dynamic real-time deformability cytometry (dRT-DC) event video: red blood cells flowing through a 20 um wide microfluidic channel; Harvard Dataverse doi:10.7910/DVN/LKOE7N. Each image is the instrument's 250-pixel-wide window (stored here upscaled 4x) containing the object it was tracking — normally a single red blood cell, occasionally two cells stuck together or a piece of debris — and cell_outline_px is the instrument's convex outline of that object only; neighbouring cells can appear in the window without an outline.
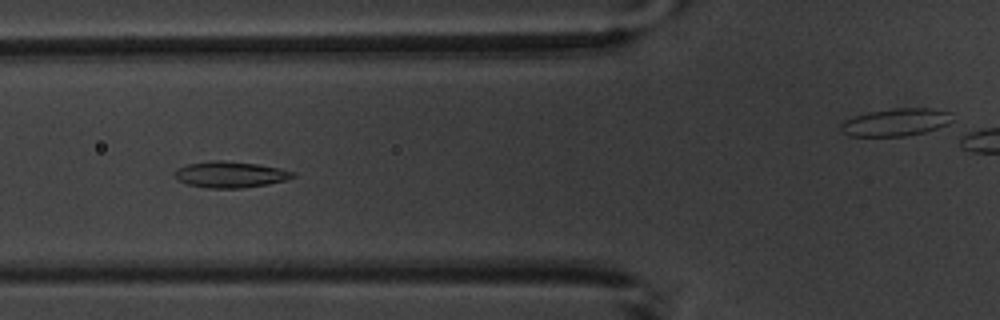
{"species": "common noctule bat (a hibernating species)", "species_latin": "Nyctalus noctula", "temperature_condition": "warm", "stored_images_in_passage": 10, "camera_frame_rate_fps": 3000, "um_per_image_px": 0.085, "animal": {"sex": "male", "body_mass_g": 20.1, "forearm_length_mm": 53.5}, "frame": {"image": 1, "passage_image": 5, "time_ms": 5.0, "image_size_px": [1000, 320], "cell_outline_px": [[296, 176], [284, 180], [268, 184], [240, 188], [208, 188], [188, 184], [180, 180], [172, 172], [176, 168], [188, 164], [212, 160], [220, 160], [256, 164], [280, 168], [296, 172]], "centroid_in_image_um": [19.58, 14.83], "position_along_channel_um": 106.2, "area_um2": 17.92}}
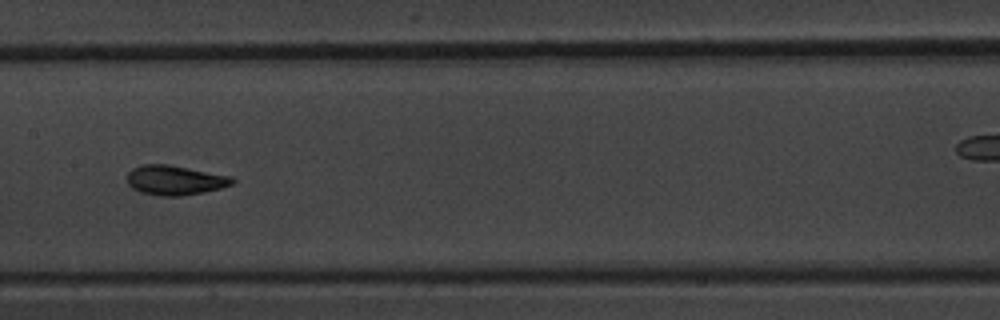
{"frame": {"image": 2, "passage_image": 7, "time_ms": 7.333, "image_size_px": [1000, 320], "cell_outline_px": [[236, 180], [232, 184], [220, 188], [204, 192], [180, 196], [160, 196], [140, 192], [132, 188], [128, 184], [128, 172], [132, 168], [144, 164], [168, 164], [232, 176]], "centroid_in_image_um": [14.87, 15.31], "position_along_channel_um": 192.5, "area_um2": 18.21}}
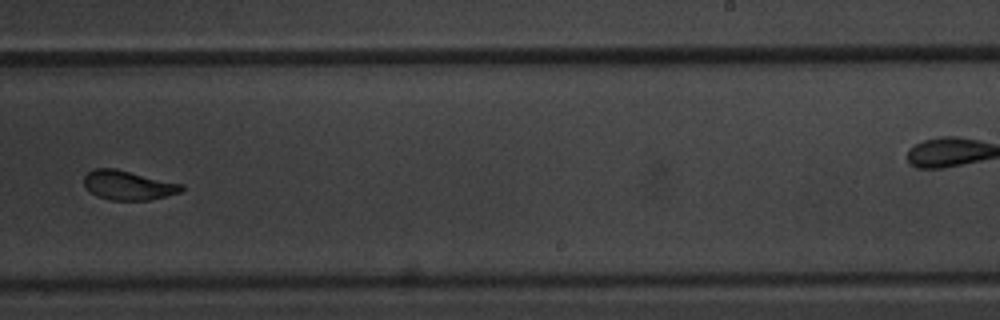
{"frame": {"image": 3, "passage_image": 9, "time_ms": 9.667, "image_size_px": [1000, 320], "cell_outline_px": [[184, 188], [180, 192], [168, 196], [148, 200], [112, 200], [96, 196], [84, 184], [84, 176], [92, 168], [116, 168], [184, 184]], "centroid_in_image_um": [10.92, 15.73], "position_along_channel_um": 278.1, "area_um2": 16.76}}